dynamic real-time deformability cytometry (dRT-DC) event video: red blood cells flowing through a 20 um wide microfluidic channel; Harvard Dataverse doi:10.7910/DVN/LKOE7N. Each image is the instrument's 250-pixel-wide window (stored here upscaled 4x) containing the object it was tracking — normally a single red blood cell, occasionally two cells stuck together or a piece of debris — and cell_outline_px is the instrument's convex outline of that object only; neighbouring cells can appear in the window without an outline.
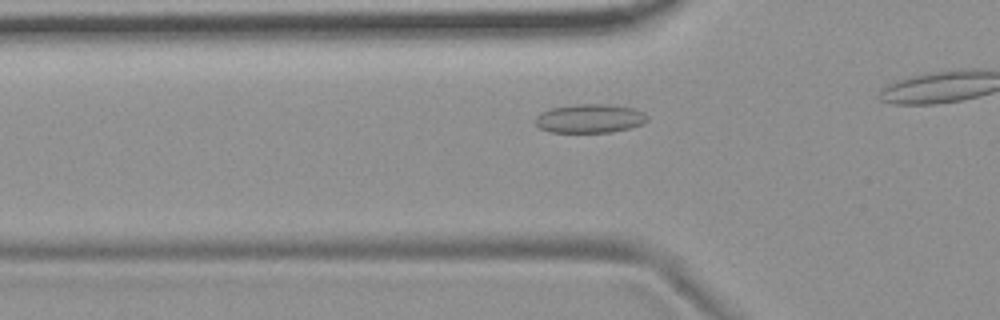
{"species": "common noctule bat (a hibernating species)", "species_latin": "Nyctalus noctula", "temperature_condition": "room temperature", "stored_images_in_passage": 38, "camera_frame_rate_fps": 3000, "um_per_image_px": 0.085, "animal": {"sex": "female", "body_mass_g": 19.9}, "frame": {"image": 1, "passage_image": 12, "time_ms": 3.667, "image_size_px": [1000, 320], "cell_outline_px": [[648, 120], [640, 124], [628, 128], [612, 132], [548, 132], [540, 128], [536, 124], [536, 116], [540, 112], [552, 108], [572, 104], [608, 104], [632, 108], [644, 112], [648, 116]], "centroid_in_image_um": [50.11, 10.06], "position_along_channel_um": 75.7, "area_um2": 18.79}}